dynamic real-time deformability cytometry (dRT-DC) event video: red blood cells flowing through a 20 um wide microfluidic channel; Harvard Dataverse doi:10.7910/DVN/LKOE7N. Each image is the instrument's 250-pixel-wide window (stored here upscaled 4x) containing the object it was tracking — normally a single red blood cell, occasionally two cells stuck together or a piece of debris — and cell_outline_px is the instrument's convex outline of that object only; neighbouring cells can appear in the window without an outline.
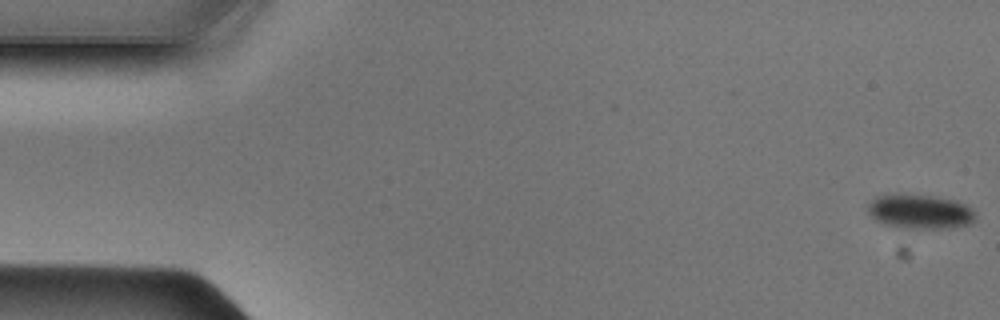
{"species": "Egyptian fruit bat (a non-hibernating species)", "species_latin": "Rousettus aegyptiacus", "temperature_condition": "cold", "stored_images_in_passage": 49, "camera_frame_rate_fps": 3000, "um_per_image_px": 0.085, "animal": {"sex": "male"}, "frame": {"image": 1, "passage_image": 1, "time_ms": 0.0, "image_size_px": [1000, 320], "cell_outline_px": [[976, 220], [968, 224], [936, 228], [908, 228], [888, 224], [876, 220], [868, 212], [868, 204], [876, 196], [896, 192], [936, 196], [956, 200], [968, 204], [976, 212]], "centroid_in_image_um": [78.22, 17.93], "position_along_channel_um": 6.8, "area_um2": 21.79}}
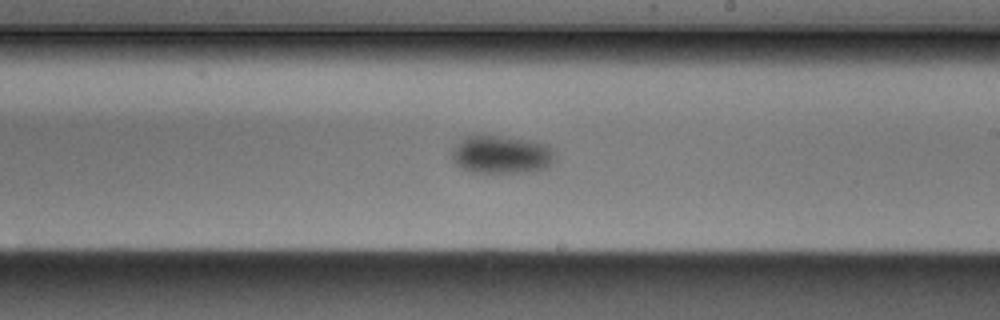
{"frame": {"image": 2, "passage_image": 28, "time_ms": 9.0, "image_size_px": [1000, 320], "cell_outline_px": [[556, 160], [548, 168], [532, 172], [472, 172], [456, 164], [448, 156], [452, 148], [464, 136], [500, 136], [532, 140], [548, 144], [552, 148], [556, 156]], "centroid_in_image_um": [42.65, 13.14], "position_along_channel_um": 246.3, "area_um2": 23.35}}
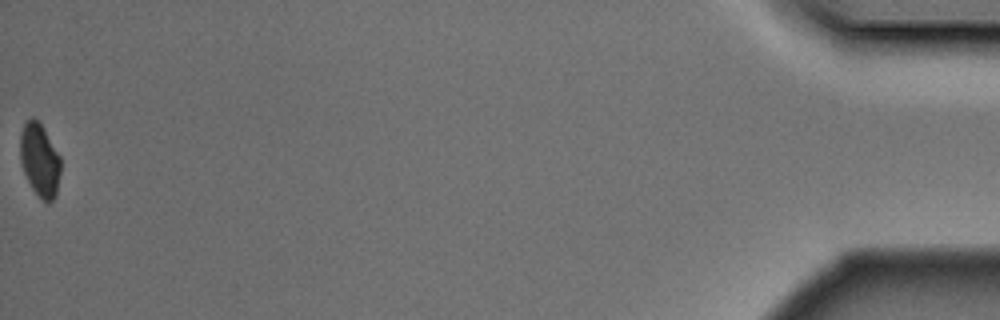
{"frame": {"image": 3, "passage_image": 49, "time_ms": 16.0, "image_size_px": [1000, 320], "cell_outline_px": [[60, 172], [56, 196], [48, 204], [32, 188], [24, 172], [20, 160], [20, 136], [24, 124], [32, 116], [44, 128], [60, 156]], "centroid_in_image_um": [3.38, 13.6], "position_along_channel_um": 431.8, "area_um2": 17.05}}